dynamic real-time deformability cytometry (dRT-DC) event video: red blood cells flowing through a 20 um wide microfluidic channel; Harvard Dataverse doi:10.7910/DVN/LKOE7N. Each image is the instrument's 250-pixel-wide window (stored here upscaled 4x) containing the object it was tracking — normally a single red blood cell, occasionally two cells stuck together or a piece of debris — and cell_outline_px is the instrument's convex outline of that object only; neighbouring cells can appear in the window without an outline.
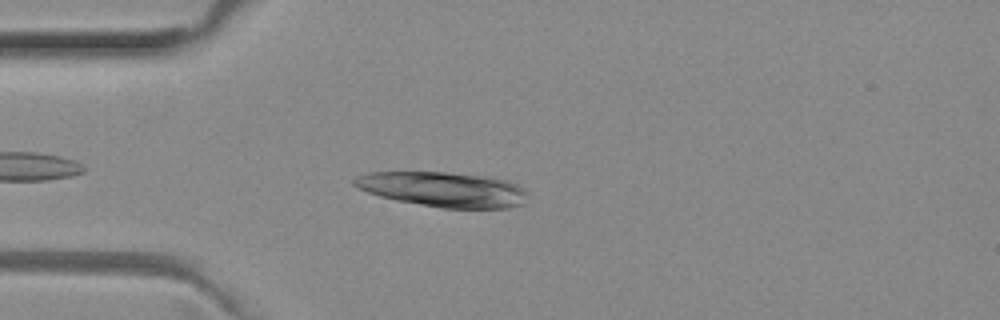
{"species": "common noctule bat (a hibernating species)", "species_latin": "Nyctalus noctula", "temperature_condition": "room temperature", "stored_images_in_passage": 34, "camera_frame_rate_fps": 3000, "um_per_image_px": 0.085, "animal": {"sex": "female", "body_mass_g": 29.2, "forearm_length_mm": 56.3}, "frame": {"image": 1, "passage_image": 5, "time_ms": 1.333, "image_size_px": [1000, 320], "cell_outline_px": [[528, 192], [524, 204], [508, 208], [444, 208], [396, 200], [380, 196], [368, 192], [352, 184], [352, 180], [356, 176], [372, 172], [448, 172], [488, 176], [504, 180], [516, 184]], "centroid_in_image_um": [37.69, 16.09], "position_along_channel_um": 47.3, "area_um2": 35.26}}
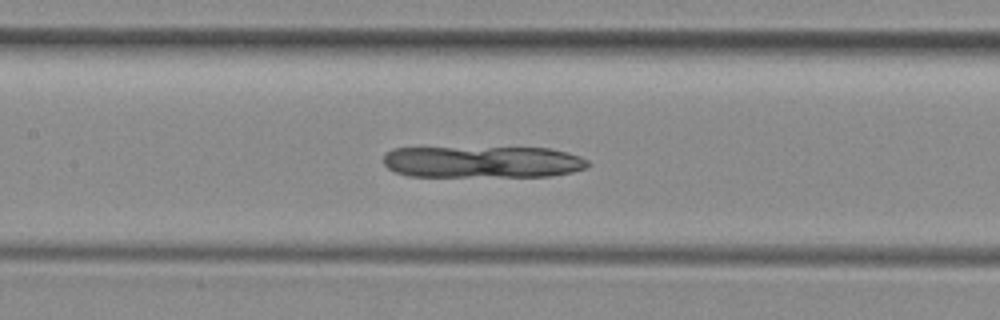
{"frame": {"image": 2, "passage_image": 15, "time_ms": 4.667, "image_size_px": [1000, 320], "cell_outline_px": [[592, 164], [588, 168], [572, 172], [552, 176], [408, 176], [396, 172], [388, 168], [384, 164], [384, 156], [392, 148], [548, 148], [580, 156], [588, 160]], "centroid_in_image_um": [41.06, 13.77], "position_along_channel_um": 166.3, "area_um2": 37.86}}
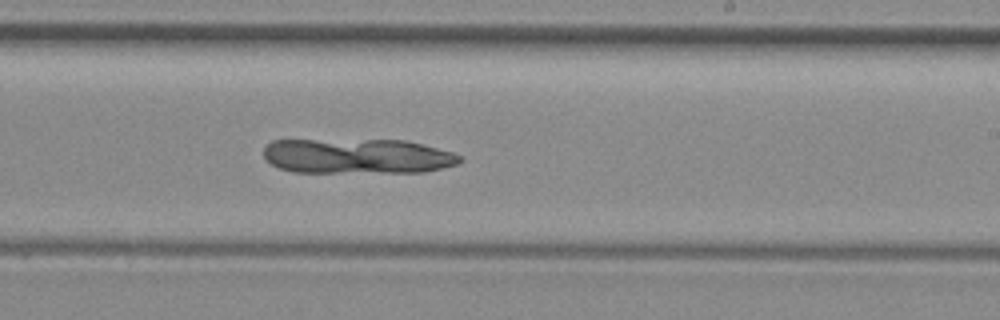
{"frame": {"image": 3, "passage_image": 22, "time_ms": 7.0, "image_size_px": [1000, 320], "cell_outline_px": [[464, 160], [456, 164], [444, 168], [424, 172], [292, 172], [280, 168], [272, 164], [264, 156], [264, 148], [272, 140], [404, 140], [452, 152], [460, 156]], "centroid_in_image_um": [30.38, 13.28], "position_along_channel_um": 258.6, "area_um2": 40.0}}